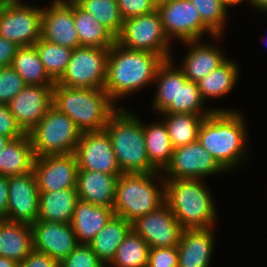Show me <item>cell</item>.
<instances>
[{
	"label": "cell",
	"instance_id": "42",
	"mask_svg": "<svg viewBox=\"0 0 267 267\" xmlns=\"http://www.w3.org/2000/svg\"><path fill=\"white\" fill-rule=\"evenodd\" d=\"M147 267H178L177 247L150 248Z\"/></svg>",
	"mask_w": 267,
	"mask_h": 267
},
{
	"label": "cell",
	"instance_id": "37",
	"mask_svg": "<svg viewBox=\"0 0 267 267\" xmlns=\"http://www.w3.org/2000/svg\"><path fill=\"white\" fill-rule=\"evenodd\" d=\"M197 83L188 80L179 68L178 113H190L199 116H209L213 111H228V109H206ZM205 107V108H204Z\"/></svg>",
	"mask_w": 267,
	"mask_h": 267
},
{
	"label": "cell",
	"instance_id": "23",
	"mask_svg": "<svg viewBox=\"0 0 267 267\" xmlns=\"http://www.w3.org/2000/svg\"><path fill=\"white\" fill-rule=\"evenodd\" d=\"M114 215L113 207L96 206L78 199L71 221L77 242L88 244Z\"/></svg>",
	"mask_w": 267,
	"mask_h": 267
},
{
	"label": "cell",
	"instance_id": "48",
	"mask_svg": "<svg viewBox=\"0 0 267 267\" xmlns=\"http://www.w3.org/2000/svg\"><path fill=\"white\" fill-rule=\"evenodd\" d=\"M18 264V262L12 259L0 256V267H18Z\"/></svg>",
	"mask_w": 267,
	"mask_h": 267
},
{
	"label": "cell",
	"instance_id": "25",
	"mask_svg": "<svg viewBox=\"0 0 267 267\" xmlns=\"http://www.w3.org/2000/svg\"><path fill=\"white\" fill-rule=\"evenodd\" d=\"M175 65L172 58L165 60L157 69L154 79L157 89L152 106L158 114L178 113L179 66Z\"/></svg>",
	"mask_w": 267,
	"mask_h": 267
},
{
	"label": "cell",
	"instance_id": "41",
	"mask_svg": "<svg viewBox=\"0 0 267 267\" xmlns=\"http://www.w3.org/2000/svg\"><path fill=\"white\" fill-rule=\"evenodd\" d=\"M117 4L123 20L149 14L157 8L154 0H117Z\"/></svg>",
	"mask_w": 267,
	"mask_h": 267
},
{
	"label": "cell",
	"instance_id": "10",
	"mask_svg": "<svg viewBox=\"0 0 267 267\" xmlns=\"http://www.w3.org/2000/svg\"><path fill=\"white\" fill-rule=\"evenodd\" d=\"M161 23L169 40L177 39L179 42L201 40L207 34L217 40L216 36L201 20L196 7L189 0H166L157 3ZM173 37V38H172Z\"/></svg>",
	"mask_w": 267,
	"mask_h": 267
},
{
	"label": "cell",
	"instance_id": "45",
	"mask_svg": "<svg viewBox=\"0 0 267 267\" xmlns=\"http://www.w3.org/2000/svg\"><path fill=\"white\" fill-rule=\"evenodd\" d=\"M18 46L0 36V66H11Z\"/></svg>",
	"mask_w": 267,
	"mask_h": 267
},
{
	"label": "cell",
	"instance_id": "20",
	"mask_svg": "<svg viewBox=\"0 0 267 267\" xmlns=\"http://www.w3.org/2000/svg\"><path fill=\"white\" fill-rule=\"evenodd\" d=\"M213 227L183 229L178 250V267H210L215 248Z\"/></svg>",
	"mask_w": 267,
	"mask_h": 267
},
{
	"label": "cell",
	"instance_id": "30",
	"mask_svg": "<svg viewBox=\"0 0 267 267\" xmlns=\"http://www.w3.org/2000/svg\"><path fill=\"white\" fill-rule=\"evenodd\" d=\"M143 130L147 157L158 171H163L170 163L174 151L166 124L163 120L148 125L145 123Z\"/></svg>",
	"mask_w": 267,
	"mask_h": 267
},
{
	"label": "cell",
	"instance_id": "2",
	"mask_svg": "<svg viewBox=\"0 0 267 267\" xmlns=\"http://www.w3.org/2000/svg\"><path fill=\"white\" fill-rule=\"evenodd\" d=\"M164 61L158 54L128 49L116 41L108 53L104 90L114 103L138 92L154 82Z\"/></svg>",
	"mask_w": 267,
	"mask_h": 267
},
{
	"label": "cell",
	"instance_id": "9",
	"mask_svg": "<svg viewBox=\"0 0 267 267\" xmlns=\"http://www.w3.org/2000/svg\"><path fill=\"white\" fill-rule=\"evenodd\" d=\"M22 0H3L0 5V36L18 47L32 46L41 38L43 6Z\"/></svg>",
	"mask_w": 267,
	"mask_h": 267
},
{
	"label": "cell",
	"instance_id": "12",
	"mask_svg": "<svg viewBox=\"0 0 267 267\" xmlns=\"http://www.w3.org/2000/svg\"><path fill=\"white\" fill-rule=\"evenodd\" d=\"M221 172L226 171L197 140L174 148L171 161L162 174L164 179H205L203 177Z\"/></svg>",
	"mask_w": 267,
	"mask_h": 267
},
{
	"label": "cell",
	"instance_id": "3",
	"mask_svg": "<svg viewBox=\"0 0 267 267\" xmlns=\"http://www.w3.org/2000/svg\"><path fill=\"white\" fill-rule=\"evenodd\" d=\"M114 104L104 89L70 88L57 83L53 87L52 106L68 115L82 133L104 130L119 109Z\"/></svg>",
	"mask_w": 267,
	"mask_h": 267
},
{
	"label": "cell",
	"instance_id": "15",
	"mask_svg": "<svg viewBox=\"0 0 267 267\" xmlns=\"http://www.w3.org/2000/svg\"><path fill=\"white\" fill-rule=\"evenodd\" d=\"M6 220L34 224L38 220L39 195L34 171L8 177Z\"/></svg>",
	"mask_w": 267,
	"mask_h": 267
},
{
	"label": "cell",
	"instance_id": "14",
	"mask_svg": "<svg viewBox=\"0 0 267 267\" xmlns=\"http://www.w3.org/2000/svg\"><path fill=\"white\" fill-rule=\"evenodd\" d=\"M131 224L132 230L141 236L150 248L177 247L183 231L166 202Z\"/></svg>",
	"mask_w": 267,
	"mask_h": 267
},
{
	"label": "cell",
	"instance_id": "13",
	"mask_svg": "<svg viewBox=\"0 0 267 267\" xmlns=\"http://www.w3.org/2000/svg\"><path fill=\"white\" fill-rule=\"evenodd\" d=\"M78 170L122 174L106 130L84 132L74 151Z\"/></svg>",
	"mask_w": 267,
	"mask_h": 267
},
{
	"label": "cell",
	"instance_id": "39",
	"mask_svg": "<svg viewBox=\"0 0 267 267\" xmlns=\"http://www.w3.org/2000/svg\"><path fill=\"white\" fill-rule=\"evenodd\" d=\"M26 83L12 66L2 67L0 71V103L8 104Z\"/></svg>",
	"mask_w": 267,
	"mask_h": 267
},
{
	"label": "cell",
	"instance_id": "11",
	"mask_svg": "<svg viewBox=\"0 0 267 267\" xmlns=\"http://www.w3.org/2000/svg\"><path fill=\"white\" fill-rule=\"evenodd\" d=\"M109 50L88 46L73 49L67 69L56 83L70 88L104 89Z\"/></svg>",
	"mask_w": 267,
	"mask_h": 267
},
{
	"label": "cell",
	"instance_id": "28",
	"mask_svg": "<svg viewBox=\"0 0 267 267\" xmlns=\"http://www.w3.org/2000/svg\"><path fill=\"white\" fill-rule=\"evenodd\" d=\"M35 155L28 133L11 140L0 153V175L10 177L33 171Z\"/></svg>",
	"mask_w": 267,
	"mask_h": 267
},
{
	"label": "cell",
	"instance_id": "26",
	"mask_svg": "<svg viewBox=\"0 0 267 267\" xmlns=\"http://www.w3.org/2000/svg\"><path fill=\"white\" fill-rule=\"evenodd\" d=\"M77 200L76 188L40 192L38 220L71 223Z\"/></svg>",
	"mask_w": 267,
	"mask_h": 267
},
{
	"label": "cell",
	"instance_id": "50",
	"mask_svg": "<svg viewBox=\"0 0 267 267\" xmlns=\"http://www.w3.org/2000/svg\"><path fill=\"white\" fill-rule=\"evenodd\" d=\"M224 4H226V6H228V8L230 6H236L239 5L240 3H244L247 2V0H221Z\"/></svg>",
	"mask_w": 267,
	"mask_h": 267
},
{
	"label": "cell",
	"instance_id": "29",
	"mask_svg": "<svg viewBox=\"0 0 267 267\" xmlns=\"http://www.w3.org/2000/svg\"><path fill=\"white\" fill-rule=\"evenodd\" d=\"M73 17L81 46L111 48L116 37L73 0Z\"/></svg>",
	"mask_w": 267,
	"mask_h": 267
},
{
	"label": "cell",
	"instance_id": "34",
	"mask_svg": "<svg viewBox=\"0 0 267 267\" xmlns=\"http://www.w3.org/2000/svg\"><path fill=\"white\" fill-rule=\"evenodd\" d=\"M149 254L150 246L148 243L131 230L107 267H147Z\"/></svg>",
	"mask_w": 267,
	"mask_h": 267
},
{
	"label": "cell",
	"instance_id": "38",
	"mask_svg": "<svg viewBox=\"0 0 267 267\" xmlns=\"http://www.w3.org/2000/svg\"><path fill=\"white\" fill-rule=\"evenodd\" d=\"M198 10L202 22L216 35L224 36L228 6L221 0H189Z\"/></svg>",
	"mask_w": 267,
	"mask_h": 267
},
{
	"label": "cell",
	"instance_id": "36",
	"mask_svg": "<svg viewBox=\"0 0 267 267\" xmlns=\"http://www.w3.org/2000/svg\"><path fill=\"white\" fill-rule=\"evenodd\" d=\"M48 75L57 82L65 73L73 49L40 38L34 45Z\"/></svg>",
	"mask_w": 267,
	"mask_h": 267
},
{
	"label": "cell",
	"instance_id": "43",
	"mask_svg": "<svg viewBox=\"0 0 267 267\" xmlns=\"http://www.w3.org/2000/svg\"><path fill=\"white\" fill-rule=\"evenodd\" d=\"M0 134L11 138L18 139L26 133L17 124L15 117L10 112L8 104L0 103Z\"/></svg>",
	"mask_w": 267,
	"mask_h": 267
},
{
	"label": "cell",
	"instance_id": "32",
	"mask_svg": "<svg viewBox=\"0 0 267 267\" xmlns=\"http://www.w3.org/2000/svg\"><path fill=\"white\" fill-rule=\"evenodd\" d=\"M11 66L26 85H55L56 83L45 70L34 45L18 47Z\"/></svg>",
	"mask_w": 267,
	"mask_h": 267
},
{
	"label": "cell",
	"instance_id": "16",
	"mask_svg": "<svg viewBox=\"0 0 267 267\" xmlns=\"http://www.w3.org/2000/svg\"><path fill=\"white\" fill-rule=\"evenodd\" d=\"M33 171L39 192L76 188L78 163L74 153L35 157Z\"/></svg>",
	"mask_w": 267,
	"mask_h": 267
},
{
	"label": "cell",
	"instance_id": "5",
	"mask_svg": "<svg viewBox=\"0 0 267 267\" xmlns=\"http://www.w3.org/2000/svg\"><path fill=\"white\" fill-rule=\"evenodd\" d=\"M105 130L123 173L158 171L147 157L143 122L134 113L119 107L108 119Z\"/></svg>",
	"mask_w": 267,
	"mask_h": 267
},
{
	"label": "cell",
	"instance_id": "40",
	"mask_svg": "<svg viewBox=\"0 0 267 267\" xmlns=\"http://www.w3.org/2000/svg\"><path fill=\"white\" fill-rule=\"evenodd\" d=\"M59 267H106L88 244H79L60 263Z\"/></svg>",
	"mask_w": 267,
	"mask_h": 267
},
{
	"label": "cell",
	"instance_id": "4",
	"mask_svg": "<svg viewBox=\"0 0 267 267\" xmlns=\"http://www.w3.org/2000/svg\"><path fill=\"white\" fill-rule=\"evenodd\" d=\"M203 179H165V202L183 229L215 226L213 196Z\"/></svg>",
	"mask_w": 267,
	"mask_h": 267
},
{
	"label": "cell",
	"instance_id": "19",
	"mask_svg": "<svg viewBox=\"0 0 267 267\" xmlns=\"http://www.w3.org/2000/svg\"><path fill=\"white\" fill-rule=\"evenodd\" d=\"M31 226L33 250L49 255L58 263L79 245L71 223L37 220Z\"/></svg>",
	"mask_w": 267,
	"mask_h": 267
},
{
	"label": "cell",
	"instance_id": "1",
	"mask_svg": "<svg viewBox=\"0 0 267 267\" xmlns=\"http://www.w3.org/2000/svg\"><path fill=\"white\" fill-rule=\"evenodd\" d=\"M234 110L213 111L203 119L197 137L226 172L237 168L248 157L246 120L243 114Z\"/></svg>",
	"mask_w": 267,
	"mask_h": 267
},
{
	"label": "cell",
	"instance_id": "51",
	"mask_svg": "<svg viewBox=\"0 0 267 267\" xmlns=\"http://www.w3.org/2000/svg\"><path fill=\"white\" fill-rule=\"evenodd\" d=\"M156 3H160V2H163V1H166V0H154Z\"/></svg>",
	"mask_w": 267,
	"mask_h": 267
},
{
	"label": "cell",
	"instance_id": "18",
	"mask_svg": "<svg viewBox=\"0 0 267 267\" xmlns=\"http://www.w3.org/2000/svg\"><path fill=\"white\" fill-rule=\"evenodd\" d=\"M41 38L70 49L80 47L73 17V0H53L42 10Z\"/></svg>",
	"mask_w": 267,
	"mask_h": 267
},
{
	"label": "cell",
	"instance_id": "6",
	"mask_svg": "<svg viewBox=\"0 0 267 267\" xmlns=\"http://www.w3.org/2000/svg\"><path fill=\"white\" fill-rule=\"evenodd\" d=\"M156 180L160 183L156 184ZM164 202L165 179L162 171L122 173L119 176L113 205L116 216L123 217L132 223L156 210Z\"/></svg>",
	"mask_w": 267,
	"mask_h": 267
},
{
	"label": "cell",
	"instance_id": "33",
	"mask_svg": "<svg viewBox=\"0 0 267 267\" xmlns=\"http://www.w3.org/2000/svg\"><path fill=\"white\" fill-rule=\"evenodd\" d=\"M168 129L174 148L197 141L198 130L204 118L190 113H160Z\"/></svg>",
	"mask_w": 267,
	"mask_h": 267
},
{
	"label": "cell",
	"instance_id": "24",
	"mask_svg": "<svg viewBox=\"0 0 267 267\" xmlns=\"http://www.w3.org/2000/svg\"><path fill=\"white\" fill-rule=\"evenodd\" d=\"M33 251L32 226L0 219V256L21 262Z\"/></svg>",
	"mask_w": 267,
	"mask_h": 267
},
{
	"label": "cell",
	"instance_id": "21",
	"mask_svg": "<svg viewBox=\"0 0 267 267\" xmlns=\"http://www.w3.org/2000/svg\"><path fill=\"white\" fill-rule=\"evenodd\" d=\"M202 42L201 40L183 42L189 47V51L187 50L185 58H182L179 68L188 80L195 83L229 59L220 49L221 46Z\"/></svg>",
	"mask_w": 267,
	"mask_h": 267
},
{
	"label": "cell",
	"instance_id": "17",
	"mask_svg": "<svg viewBox=\"0 0 267 267\" xmlns=\"http://www.w3.org/2000/svg\"><path fill=\"white\" fill-rule=\"evenodd\" d=\"M54 85H26L9 103L10 112L25 133L30 132L52 106Z\"/></svg>",
	"mask_w": 267,
	"mask_h": 267
},
{
	"label": "cell",
	"instance_id": "22",
	"mask_svg": "<svg viewBox=\"0 0 267 267\" xmlns=\"http://www.w3.org/2000/svg\"><path fill=\"white\" fill-rule=\"evenodd\" d=\"M120 175L78 170L76 181L78 199L96 206L113 207Z\"/></svg>",
	"mask_w": 267,
	"mask_h": 267
},
{
	"label": "cell",
	"instance_id": "49",
	"mask_svg": "<svg viewBox=\"0 0 267 267\" xmlns=\"http://www.w3.org/2000/svg\"><path fill=\"white\" fill-rule=\"evenodd\" d=\"M11 140V138L0 134V153Z\"/></svg>",
	"mask_w": 267,
	"mask_h": 267
},
{
	"label": "cell",
	"instance_id": "46",
	"mask_svg": "<svg viewBox=\"0 0 267 267\" xmlns=\"http://www.w3.org/2000/svg\"><path fill=\"white\" fill-rule=\"evenodd\" d=\"M8 177L0 175V219H5L8 210Z\"/></svg>",
	"mask_w": 267,
	"mask_h": 267
},
{
	"label": "cell",
	"instance_id": "8",
	"mask_svg": "<svg viewBox=\"0 0 267 267\" xmlns=\"http://www.w3.org/2000/svg\"><path fill=\"white\" fill-rule=\"evenodd\" d=\"M116 41L128 49L158 54L164 60L173 58L170 49L172 42L164 31L157 10L124 20L122 31Z\"/></svg>",
	"mask_w": 267,
	"mask_h": 267
},
{
	"label": "cell",
	"instance_id": "35",
	"mask_svg": "<svg viewBox=\"0 0 267 267\" xmlns=\"http://www.w3.org/2000/svg\"><path fill=\"white\" fill-rule=\"evenodd\" d=\"M84 11L94 16L116 38L123 28L117 0H74Z\"/></svg>",
	"mask_w": 267,
	"mask_h": 267
},
{
	"label": "cell",
	"instance_id": "47",
	"mask_svg": "<svg viewBox=\"0 0 267 267\" xmlns=\"http://www.w3.org/2000/svg\"><path fill=\"white\" fill-rule=\"evenodd\" d=\"M247 3L257 11L267 12V0H247Z\"/></svg>",
	"mask_w": 267,
	"mask_h": 267
},
{
	"label": "cell",
	"instance_id": "27",
	"mask_svg": "<svg viewBox=\"0 0 267 267\" xmlns=\"http://www.w3.org/2000/svg\"><path fill=\"white\" fill-rule=\"evenodd\" d=\"M131 230L132 224L129 221L114 215L88 245L105 266H108Z\"/></svg>",
	"mask_w": 267,
	"mask_h": 267
},
{
	"label": "cell",
	"instance_id": "7",
	"mask_svg": "<svg viewBox=\"0 0 267 267\" xmlns=\"http://www.w3.org/2000/svg\"><path fill=\"white\" fill-rule=\"evenodd\" d=\"M35 157L74 153L82 132L66 114L51 106L28 132Z\"/></svg>",
	"mask_w": 267,
	"mask_h": 267
},
{
	"label": "cell",
	"instance_id": "31",
	"mask_svg": "<svg viewBox=\"0 0 267 267\" xmlns=\"http://www.w3.org/2000/svg\"><path fill=\"white\" fill-rule=\"evenodd\" d=\"M238 65L235 61L227 59L218 68L197 82L204 101L209 100V98H221L232 92L241 73Z\"/></svg>",
	"mask_w": 267,
	"mask_h": 267
},
{
	"label": "cell",
	"instance_id": "44",
	"mask_svg": "<svg viewBox=\"0 0 267 267\" xmlns=\"http://www.w3.org/2000/svg\"><path fill=\"white\" fill-rule=\"evenodd\" d=\"M18 267H59V263L49 255L33 250Z\"/></svg>",
	"mask_w": 267,
	"mask_h": 267
}]
</instances>
